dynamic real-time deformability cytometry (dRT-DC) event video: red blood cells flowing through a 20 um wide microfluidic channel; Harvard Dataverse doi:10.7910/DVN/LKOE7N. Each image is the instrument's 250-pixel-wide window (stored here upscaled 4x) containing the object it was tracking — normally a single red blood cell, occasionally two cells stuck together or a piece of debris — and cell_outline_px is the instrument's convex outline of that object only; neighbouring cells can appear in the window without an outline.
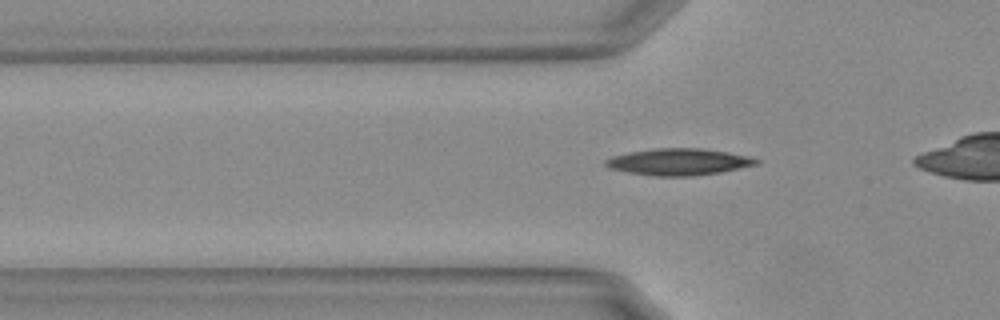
{"species": "Egyptian fruit bat (a non-hibernating species)", "species_latin": "Rousettus aegyptiacus", "temperature_condition": "warm", "stored_images_in_passage": 32, "camera_frame_rate_fps": 3000, "um_per_image_px": 0.085, "animal": {"sex": "female"}, "frame": {"image": 1, "passage_image": 2, "time_ms": 0.333, "image_size_px": [1000, 320], "cell_outline_px": [[760, 160], [756, 164], [720, 172], [692, 176], [656, 176], [628, 172], [608, 168], [604, 164], [604, 160], [612, 156], [628, 152], [656, 148], [700, 148], [728, 152], [748, 156]], "centroid_in_image_um": [57.64, 13.75], "position_along_channel_um": 68.2, "area_um2": 23.29}}
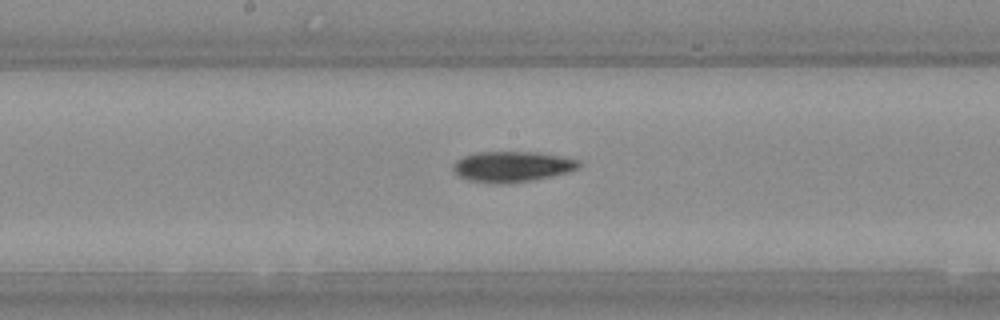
{"frame": {"image": 2, "passage_image": 13, "time_ms": 4.0, "image_size_px": [1000, 320], "cell_outline_px": [[580, 164], [576, 168], [568, 172], [532, 180], [508, 184], [496, 184], [468, 180], [460, 176], [452, 168], [452, 164], [456, 160], [464, 156], [476, 152], [536, 152], [576, 160]], "centroid_in_image_um": [43.45, 14.17], "position_along_channel_um": 204.8, "area_um2": 22.14}}
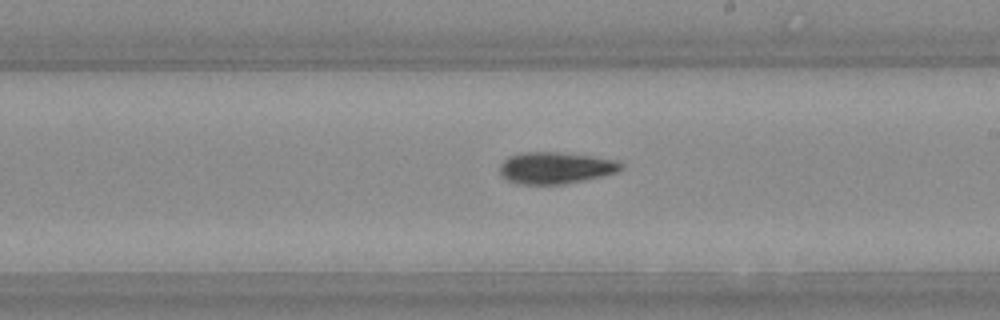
{"frame": {"image": 3, "passage_image": 16, "time_ms": 5.0, "image_size_px": [1000, 320], "cell_outline_px": [[624, 168], [616, 172], [600, 176], [564, 184], [520, 184], [508, 180], [500, 172], [500, 164], [504, 160], [512, 156], [524, 152], [556, 152], [588, 156], [616, 160], [624, 164]], "centroid_in_image_um": [47.23, 14.27], "position_along_channel_um": 241.8, "area_um2": 21.96}, "authors_computed_cell_mechanics": {"area_um2": 21.5016, "velocity_mm_per_s": 3.7289, "shape_relaxation_time_tau1_ms": 7.3211, "shape_relaxation_time_tau2_ms": null, "deformation_change_tau1": 0.195, "deformation_change_tau2": null}}